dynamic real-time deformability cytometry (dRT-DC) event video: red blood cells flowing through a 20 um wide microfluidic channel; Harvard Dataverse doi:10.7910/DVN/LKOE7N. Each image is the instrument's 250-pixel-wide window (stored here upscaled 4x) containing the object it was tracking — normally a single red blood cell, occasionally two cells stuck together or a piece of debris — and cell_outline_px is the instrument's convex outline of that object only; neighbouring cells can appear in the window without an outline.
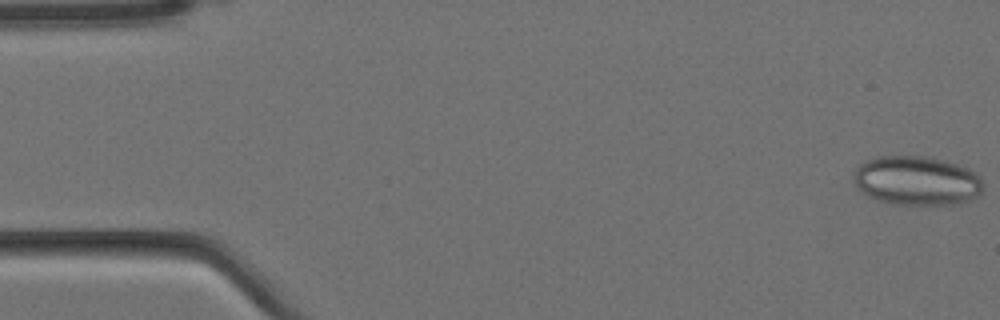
{"species": "Egyptian fruit bat (a non-hibernating species)", "species_latin": "Rousettus aegyptiacus", "temperature_condition": "cold", "stored_images_in_passage": 5, "camera_frame_rate_fps": 3000, "um_per_image_px": 0.085, "animal": {"sex": "female"}, "frame": {"image": 1, "passage_image": 1, "time_ms": 0.0, "image_size_px": [1000, 320], "cell_outline_px": [[980, 192], [976, 196], [960, 204], [896, 204], [880, 200], [868, 196], [856, 184], [856, 168], [864, 160], [872, 156], [932, 156], [968, 168], [980, 176]], "centroid_in_image_um": [77.92, 15.33], "position_along_channel_um": 7.1, "area_um2": 36.76}}